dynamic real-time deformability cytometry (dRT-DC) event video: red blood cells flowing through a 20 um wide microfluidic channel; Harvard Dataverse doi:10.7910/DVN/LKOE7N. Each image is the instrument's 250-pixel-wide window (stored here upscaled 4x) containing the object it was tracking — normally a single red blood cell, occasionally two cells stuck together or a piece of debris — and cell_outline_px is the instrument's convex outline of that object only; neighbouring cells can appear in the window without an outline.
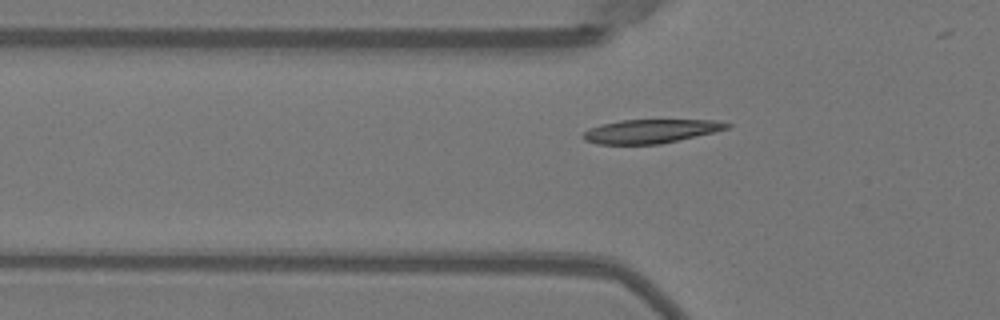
{"species": "Egyptian fruit bat (a non-hibernating species)", "species_latin": "Rousettus aegyptiacus", "temperature_condition": "warm", "stored_images_in_passage": 32, "camera_frame_rate_fps": 3000, "um_per_image_px": 0.085, "animal": {"sex": "female"}, "frame": {"image": 1, "passage_image": 2, "time_ms": 0.333, "image_size_px": [1000, 320], "cell_outline_px": [[732, 124], [728, 128], [712, 132], [660, 144], [596, 144], [584, 140], [584, 132], [588, 128], [600, 124], [620, 120], [716, 120]], "centroid_in_image_um": [55.26, 11.15], "position_along_channel_um": 70.5, "area_um2": 19.77}}
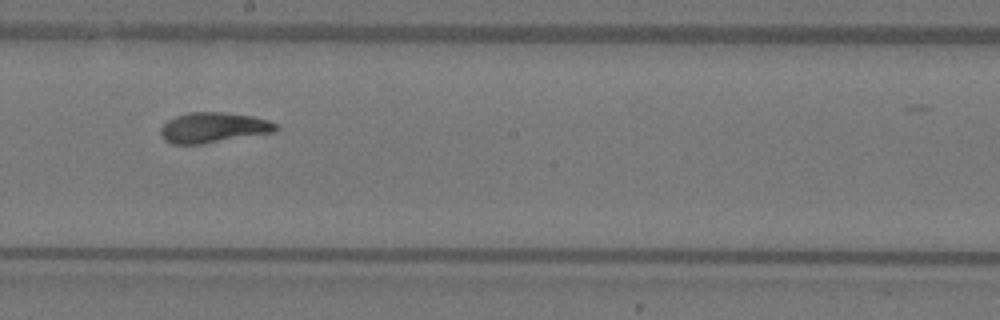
{"frame": {"image": 2, "passage_image": 14, "time_ms": 4.333, "image_size_px": [1000, 320], "cell_outline_px": [[280, 128], [276, 132], [200, 144], [172, 144], [164, 140], [160, 136], [160, 128], [168, 120], [176, 116], [188, 112], [224, 112], [252, 116], [268, 120], [276, 124]], "centroid_in_image_um": [18.13, 10.84], "position_along_channel_um": 230.1, "area_um2": 20.46}}
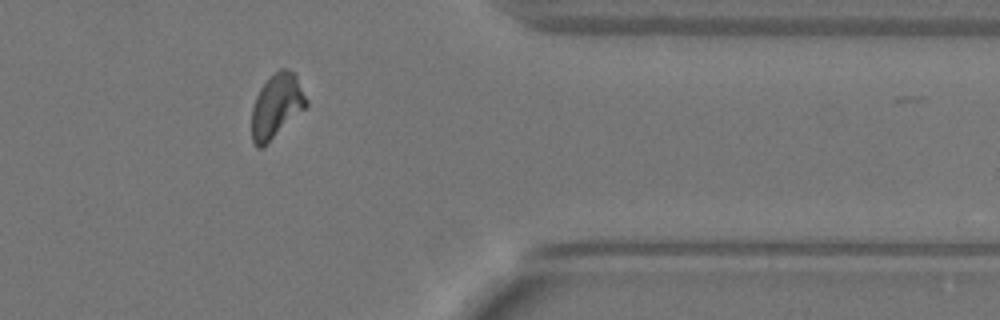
{"frame": {"image": 3, "passage_image": 27, "time_ms": 8.667, "image_size_px": [1000, 320], "cell_outline_px": [[308, 104], [264, 148], [256, 148], [252, 140], [252, 108], [256, 96], [260, 88], [280, 68], [288, 68], [296, 76], [308, 100]], "centroid_in_image_um": [23.49, 9.04], "position_along_channel_um": 387.9, "area_um2": 20.17}, "authors_computed_cell_mechanics": {"area_um2": 20.1433, "velocity_mm_per_s": 3.9745, "shape_relaxation_time_tau1_ms": 4.2604, "shape_relaxation_time_tau2_ms": 0.9897, "deformation_change_tau1": 0.1732, "deformation_change_tau2": 0.0587}}